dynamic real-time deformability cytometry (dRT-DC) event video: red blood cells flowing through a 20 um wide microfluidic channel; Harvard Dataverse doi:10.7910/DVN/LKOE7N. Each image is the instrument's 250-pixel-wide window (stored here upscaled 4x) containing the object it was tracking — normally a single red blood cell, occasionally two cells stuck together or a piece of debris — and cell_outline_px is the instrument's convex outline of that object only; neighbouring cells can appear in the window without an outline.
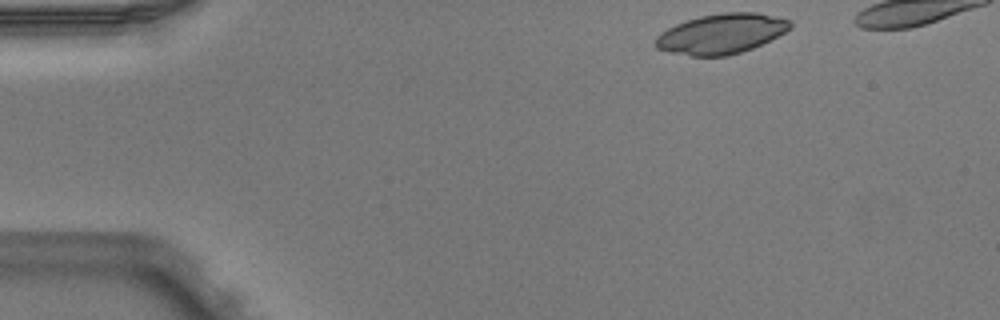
{"species": "Egyptian fruit bat (a non-hibernating species)", "species_latin": "Rousettus aegyptiacus", "temperature_condition": "warm", "stored_images_in_passage": 4, "segment_of_instrument_passage": [2, 2], "camera_frame_rate_fps": 3000, "um_per_image_px": 0.085, "animal": {"sex": "male"}, "frame": {"image": 1, "passage_image": 4, "time_ms": 1.0, "image_size_px": [1000, 320], "cell_outline_px": [[792, 24], [784, 32], [752, 48], [728, 56], [692, 56], [668, 52], [656, 48], [652, 44], [652, 40], [660, 32], [676, 24], [700, 16], [724, 12], [760, 12], [788, 20]], "centroid_in_image_um": [61.23, 2.87], "position_along_channel_um": 23.8, "area_um2": 31.27}}